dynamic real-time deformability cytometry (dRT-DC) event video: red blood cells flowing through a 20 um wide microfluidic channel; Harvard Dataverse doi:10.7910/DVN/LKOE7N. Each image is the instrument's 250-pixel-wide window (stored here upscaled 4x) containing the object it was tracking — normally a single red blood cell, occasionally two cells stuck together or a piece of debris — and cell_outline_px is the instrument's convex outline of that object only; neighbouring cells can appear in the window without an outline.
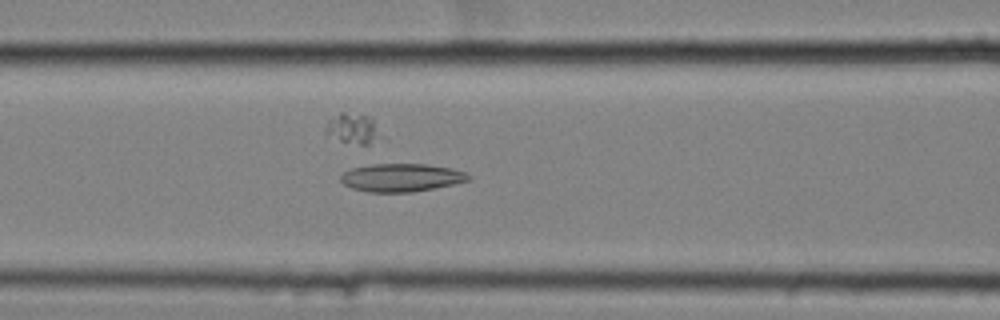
{"species": "common noctule bat (a hibernating species)", "species_latin": "Nyctalus noctula", "temperature_condition": "cold", "stored_images_in_passage": 59, "segment_of_instrument_passage": [1, 3], "camera_frame_rate_fps": 3000, "um_per_image_px": 0.085, "animal": {"sex": "female", "body_mass_g": 25.1}, "frame": {"image": 1, "passage_image": 26, "time_ms": 8.333, "image_size_px": [1000, 320], "cell_outline_px": [[472, 176], [468, 180], [452, 184], [412, 192], [368, 192], [352, 188], [344, 184], [340, 180], [340, 176], [344, 172], [352, 168], [372, 164], [428, 164], [452, 168], [464, 172]], "centroid_in_image_um": [34.1, 15.09], "position_along_channel_um": 132.5, "area_um2": 20.75}}
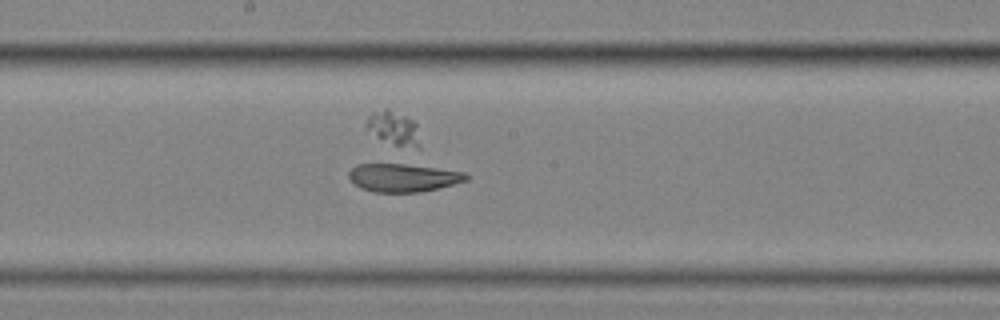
{"frame": {"image": 2, "passage_image": 33, "time_ms": 10.667, "image_size_px": [1000, 320], "cell_outline_px": [[468, 180], [420, 192], [376, 192], [360, 188], [352, 184], [348, 176], [348, 172], [356, 164], [396, 160], [420, 164], [464, 172], [468, 176]], "centroid_in_image_um": [34.2, 15.03], "position_along_channel_um": 214.0, "area_um2": 20.4}}
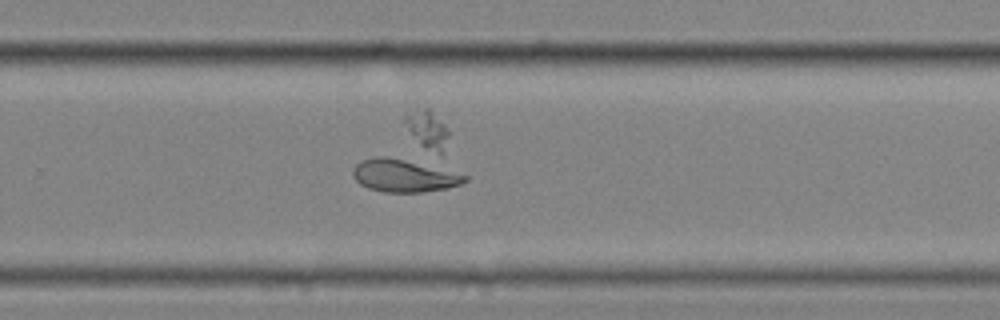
{"frame": {"image": 3, "passage_image": 40, "time_ms": 13.0, "image_size_px": [1000, 320], "cell_outline_px": [[468, 180], [460, 184], [448, 188], [420, 192], [384, 192], [368, 188], [360, 184], [356, 180], [352, 172], [352, 168], [360, 160], [372, 156], [384, 156], [468, 176]], "centroid_in_image_um": [34.23, 14.95], "position_along_channel_um": 295.6, "area_um2": 20.63}}